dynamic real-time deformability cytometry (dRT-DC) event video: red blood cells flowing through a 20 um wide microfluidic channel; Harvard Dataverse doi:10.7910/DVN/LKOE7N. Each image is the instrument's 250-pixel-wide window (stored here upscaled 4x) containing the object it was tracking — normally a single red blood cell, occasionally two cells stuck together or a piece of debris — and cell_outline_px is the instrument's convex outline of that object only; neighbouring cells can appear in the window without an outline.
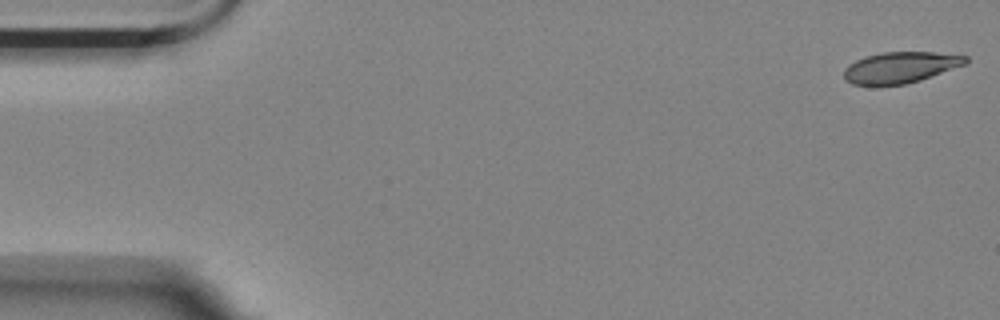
{"species": "Egyptian fruit bat (a non-hibernating species)", "species_latin": "Rousettus aegyptiacus", "temperature_condition": "room temperature", "stored_images_in_passage": 11, "camera_frame_rate_fps": 3000, "um_per_image_px": 0.085, "animal": {"sex": "female"}, "frame": {"image": 1, "passage_image": 1, "time_ms": 0.0, "image_size_px": [1000, 320], "cell_outline_px": [[968, 64], [920, 80], [904, 84], [852, 84], [844, 80], [844, 68], [848, 64], [864, 56], [880, 52], [932, 52], [968, 56]], "centroid_in_image_um": [76.54, 5.71], "position_along_channel_um": 8.5, "area_um2": 22.08}}